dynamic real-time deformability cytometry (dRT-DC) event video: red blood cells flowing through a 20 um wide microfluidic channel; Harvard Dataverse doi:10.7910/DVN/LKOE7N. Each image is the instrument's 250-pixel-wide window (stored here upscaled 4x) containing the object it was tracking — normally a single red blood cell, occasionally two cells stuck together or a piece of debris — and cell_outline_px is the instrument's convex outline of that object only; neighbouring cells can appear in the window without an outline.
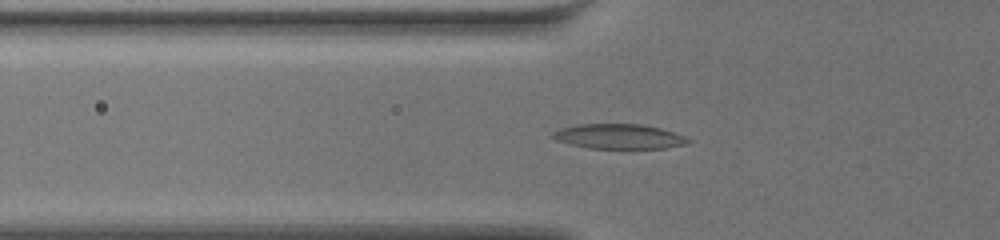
{"species": "common noctule bat (a hibernating species)", "species_latin": "Nyctalus noctula", "temperature_condition": "warm", "stored_images_in_passage": 60, "camera_frame_rate_fps": 3000, "um_per_image_px": 0.085, "animal": {"sex": "female", "body_mass_g": 19.5, "forearm_length_mm": 54.1}, "frame": {"image": 1, "passage_image": 23, "time_ms": 7.333, "image_size_px": [1000, 240], "cell_outline_px": [[692, 140], [684, 144], [664, 148], [588, 148], [556, 140], [548, 136], [552, 132], [560, 128], [580, 124], [644, 124], [660, 128], [684, 136]], "centroid_in_image_um": [52.56, 11.59], "position_along_channel_um": 73.2, "area_um2": 19.48}}
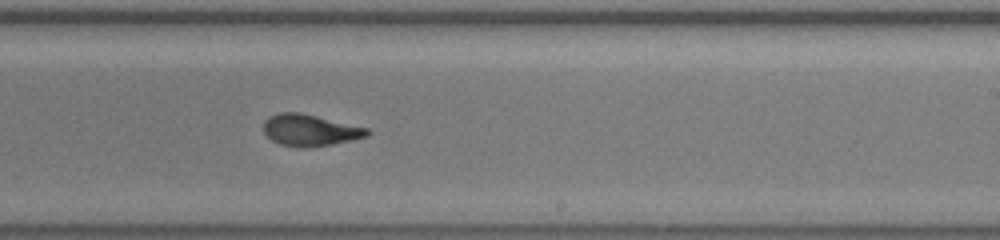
{"frame": {"image": 2, "passage_image": 39, "time_ms": 12.667, "image_size_px": [1000, 240], "cell_outline_px": [[372, 132], [368, 136], [332, 144], [308, 148], [296, 148], [280, 144], [272, 140], [264, 132], [264, 120], [268, 116], [280, 112], [300, 112], [368, 128]], "centroid_in_image_um": [26.34, 11.07], "position_along_channel_um": 262.7, "area_um2": 19.19}}
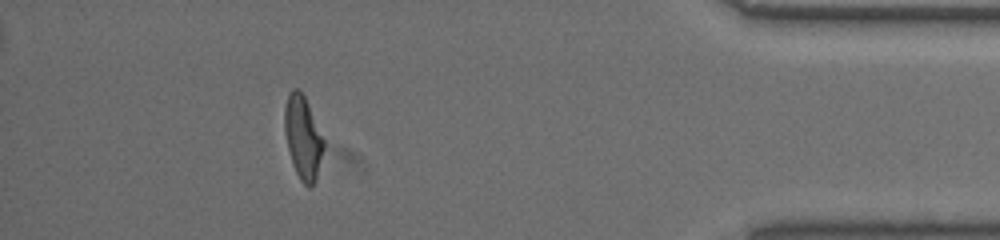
{"frame": {"image": 3, "passage_image": 55, "time_ms": 18.0, "image_size_px": [1000, 240], "cell_outline_px": [[324, 148], [316, 180], [312, 188], [308, 188], [300, 180], [292, 164], [284, 132], [284, 108], [288, 92], [292, 88], [296, 88], [304, 96], [324, 140]], "centroid_in_image_um": [25.73, 11.72], "position_along_channel_um": 409.5, "area_um2": 18.96}, "authors_computed_cell_mechanics": {"area_um2": 19.363, "velocity_mm_per_s": 3.5561, "shape_relaxation_time_tau1_ms": 8.3097, "shape_relaxation_time_tau2_ms": 1.8858, "deformation_change_tau1": 0.2324, "deformation_change_tau2": 0.0949}}